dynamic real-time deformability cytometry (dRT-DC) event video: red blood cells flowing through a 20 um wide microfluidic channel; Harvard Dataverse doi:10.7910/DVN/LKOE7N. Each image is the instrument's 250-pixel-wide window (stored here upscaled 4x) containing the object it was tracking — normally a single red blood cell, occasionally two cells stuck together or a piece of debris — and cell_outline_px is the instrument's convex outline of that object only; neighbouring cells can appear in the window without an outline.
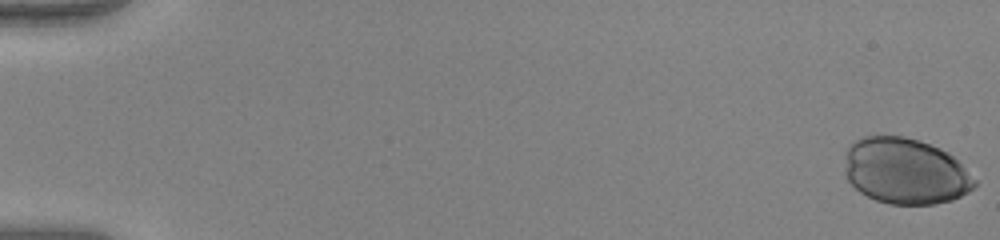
{"species": "human", "species_latin": "Homo sapiens", "temperature_condition": "warm", "stored_images_in_passage": 45, "camera_frame_rate_fps": 3000, "um_per_image_px": 0.085, "donor": {"sex": "female"}, "frame": {"image": 1, "passage_image": 1, "time_ms": 0.0, "image_size_px": [1000, 240], "cell_outline_px": [[976, 184], [968, 192], [952, 200], [936, 204], [888, 204], [876, 200], [860, 192], [848, 180], [844, 172], [844, 152], [848, 144], [864, 136], [904, 136], [920, 140], [940, 148], [948, 152], [976, 180]], "centroid_in_image_um": [76.91, 14.53], "position_along_channel_um": 8.1, "area_um2": 50.23}}
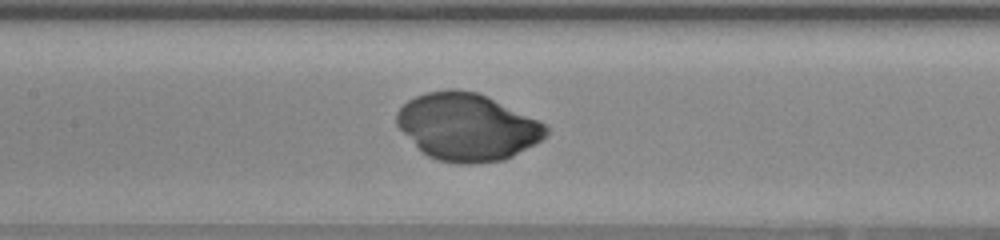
{"frame": {"image": 2, "passage_image": 27, "time_ms": 8.667, "image_size_px": [1000, 240], "cell_outline_px": [[548, 136], [512, 156], [504, 160], [472, 164], [460, 164], [436, 160], [428, 156], [396, 124], [396, 112], [408, 100], [424, 92], [448, 88], [456, 88], [476, 92], [536, 120], [544, 124], [548, 128]], "centroid_in_image_um": [39.68, 10.79], "position_along_channel_um": 167.7, "area_um2": 57.74}}
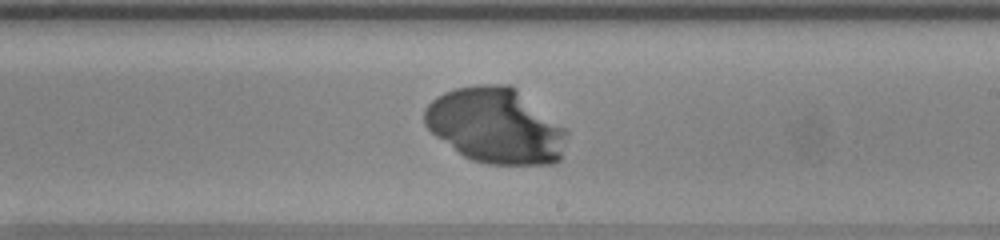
{"frame": {"image": 3, "passage_image": 33, "time_ms": 10.667, "image_size_px": [1000, 240], "cell_outline_px": [[568, 132], [560, 160], [552, 164], [488, 164], [472, 160], [464, 156], [436, 136], [424, 124], [424, 108], [436, 96], [444, 92], [456, 88], [476, 84], [508, 84], [516, 88], [568, 128]], "centroid_in_image_um": [42.16, 10.67], "position_along_channel_um": 246.8, "area_um2": 62.83}}